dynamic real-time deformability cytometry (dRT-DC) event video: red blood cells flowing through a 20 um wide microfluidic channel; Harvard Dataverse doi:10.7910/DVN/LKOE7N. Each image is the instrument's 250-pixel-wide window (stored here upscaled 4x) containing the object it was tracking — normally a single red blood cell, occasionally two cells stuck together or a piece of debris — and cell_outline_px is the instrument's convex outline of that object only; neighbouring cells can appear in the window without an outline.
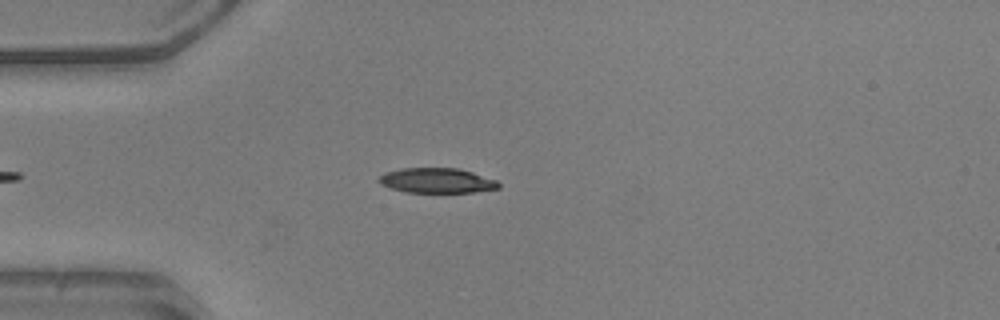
{"species": "common noctule bat (a hibernating species)", "species_latin": "Nyctalus noctula", "temperature_condition": "warm", "stored_images_in_passage": 16, "camera_frame_rate_fps": 3000, "um_per_image_px": 0.085, "animal": {"sex": "male", "body_mass_g": 20.5, "forearm_length_mm": 52.5}, "frame": {"image": 1, "passage_image": 5, "time_ms": 1.333, "image_size_px": [1000, 320], "cell_outline_px": [[500, 188], [472, 192], [404, 192], [380, 184], [376, 180], [384, 172], [400, 168], [460, 168], [496, 180], [500, 184]], "centroid_in_image_um": [37.1, 15.34], "position_along_channel_um": 47.9, "area_um2": 17.46}}